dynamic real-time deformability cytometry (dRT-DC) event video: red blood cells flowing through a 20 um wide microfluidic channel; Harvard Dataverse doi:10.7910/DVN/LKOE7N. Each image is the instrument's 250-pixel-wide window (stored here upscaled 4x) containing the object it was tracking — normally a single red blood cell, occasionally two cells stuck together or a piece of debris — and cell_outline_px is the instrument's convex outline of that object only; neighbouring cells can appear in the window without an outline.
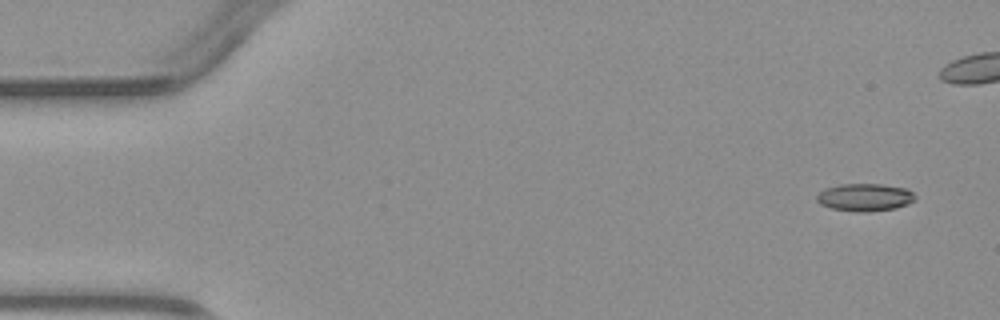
{"species": "common noctule bat (a hibernating species)", "species_latin": "Nyctalus noctula", "temperature_condition": "warm", "stored_images_in_passage": 5, "camera_frame_rate_fps": 3000, "um_per_image_px": 0.085, "animal": {"sex": "male", "body_mass_g": 23.1, "forearm_length_mm": 52.7}, "frame": {"image": 1, "passage_image": 1, "time_ms": 0.0, "image_size_px": [1000, 320], "cell_outline_px": [[916, 200], [908, 204], [896, 208], [864, 212], [856, 212], [832, 208], [820, 204], [816, 200], [816, 196], [824, 188], [840, 184], [880, 184], [908, 188], [916, 196]], "centroid_in_image_um": [73.53, 16.76], "position_along_channel_um": 11.5, "area_um2": 15.95}}